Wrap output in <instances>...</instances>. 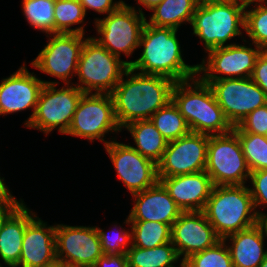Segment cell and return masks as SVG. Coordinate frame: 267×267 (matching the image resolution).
Masks as SVG:
<instances>
[{
    "label": "cell",
    "instance_id": "1",
    "mask_svg": "<svg viewBox=\"0 0 267 267\" xmlns=\"http://www.w3.org/2000/svg\"><path fill=\"white\" fill-rule=\"evenodd\" d=\"M174 84L170 78L134 73V69L128 67L111 93L119 127L123 129L137 120H150L153 114L172 100Z\"/></svg>",
    "mask_w": 267,
    "mask_h": 267
},
{
    "label": "cell",
    "instance_id": "2",
    "mask_svg": "<svg viewBox=\"0 0 267 267\" xmlns=\"http://www.w3.org/2000/svg\"><path fill=\"white\" fill-rule=\"evenodd\" d=\"M177 31L145 23L139 43L143 51L140 58L129 61V67L143 74L164 76L174 82L196 77L197 65L190 66L182 58Z\"/></svg>",
    "mask_w": 267,
    "mask_h": 267
},
{
    "label": "cell",
    "instance_id": "3",
    "mask_svg": "<svg viewBox=\"0 0 267 267\" xmlns=\"http://www.w3.org/2000/svg\"><path fill=\"white\" fill-rule=\"evenodd\" d=\"M172 100L185 118L191 132L211 136L226 134L233 130V126L218 105L211 87L198 76L197 79L194 77L175 82L172 88Z\"/></svg>",
    "mask_w": 267,
    "mask_h": 267
},
{
    "label": "cell",
    "instance_id": "4",
    "mask_svg": "<svg viewBox=\"0 0 267 267\" xmlns=\"http://www.w3.org/2000/svg\"><path fill=\"white\" fill-rule=\"evenodd\" d=\"M203 212L221 239L257 222V210L245 185L213 186Z\"/></svg>",
    "mask_w": 267,
    "mask_h": 267
},
{
    "label": "cell",
    "instance_id": "5",
    "mask_svg": "<svg viewBox=\"0 0 267 267\" xmlns=\"http://www.w3.org/2000/svg\"><path fill=\"white\" fill-rule=\"evenodd\" d=\"M246 4L239 1H200L192 18L193 34L204 42L205 52L225 43L244 30Z\"/></svg>",
    "mask_w": 267,
    "mask_h": 267
},
{
    "label": "cell",
    "instance_id": "6",
    "mask_svg": "<svg viewBox=\"0 0 267 267\" xmlns=\"http://www.w3.org/2000/svg\"><path fill=\"white\" fill-rule=\"evenodd\" d=\"M129 67L101 46L94 37H88L82 46L76 75L80 84L76 86L84 93L111 94L122 75Z\"/></svg>",
    "mask_w": 267,
    "mask_h": 267
},
{
    "label": "cell",
    "instance_id": "7",
    "mask_svg": "<svg viewBox=\"0 0 267 267\" xmlns=\"http://www.w3.org/2000/svg\"><path fill=\"white\" fill-rule=\"evenodd\" d=\"M205 171L214 186L245 185L248 181L251 171L233 130L209 136Z\"/></svg>",
    "mask_w": 267,
    "mask_h": 267
},
{
    "label": "cell",
    "instance_id": "8",
    "mask_svg": "<svg viewBox=\"0 0 267 267\" xmlns=\"http://www.w3.org/2000/svg\"><path fill=\"white\" fill-rule=\"evenodd\" d=\"M43 82L45 85L40 92L34 116L26 127L39 129L46 135L58 128L59 133L66 134L84 92L69 84L56 89L58 82Z\"/></svg>",
    "mask_w": 267,
    "mask_h": 267
},
{
    "label": "cell",
    "instance_id": "9",
    "mask_svg": "<svg viewBox=\"0 0 267 267\" xmlns=\"http://www.w3.org/2000/svg\"><path fill=\"white\" fill-rule=\"evenodd\" d=\"M138 9L139 12L124 2L105 18L95 19V26L101 37L94 40L119 58L121 52L127 56L132 55L140 47V36L147 21L143 11Z\"/></svg>",
    "mask_w": 267,
    "mask_h": 267
},
{
    "label": "cell",
    "instance_id": "10",
    "mask_svg": "<svg viewBox=\"0 0 267 267\" xmlns=\"http://www.w3.org/2000/svg\"><path fill=\"white\" fill-rule=\"evenodd\" d=\"M122 129L117 124L114 114V102L111 94L84 93L78 102L66 135L98 139L105 145V133L118 132Z\"/></svg>",
    "mask_w": 267,
    "mask_h": 267
},
{
    "label": "cell",
    "instance_id": "11",
    "mask_svg": "<svg viewBox=\"0 0 267 267\" xmlns=\"http://www.w3.org/2000/svg\"><path fill=\"white\" fill-rule=\"evenodd\" d=\"M208 85L233 127L249 113L267 104L266 94L250 77L213 80Z\"/></svg>",
    "mask_w": 267,
    "mask_h": 267
},
{
    "label": "cell",
    "instance_id": "12",
    "mask_svg": "<svg viewBox=\"0 0 267 267\" xmlns=\"http://www.w3.org/2000/svg\"><path fill=\"white\" fill-rule=\"evenodd\" d=\"M262 50L258 46L253 49L250 46L236 43L213 48L207 51V62L203 59L202 64H197L198 75L204 72L203 76L199 75V77L206 84L213 80L251 77L256 60Z\"/></svg>",
    "mask_w": 267,
    "mask_h": 267
},
{
    "label": "cell",
    "instance_id": "13",
    "mask_svg": "<svg viewBox=\"0 0 267 267\" xmlns=\"http://www.w3.org/2000/svg\"><path fill=\"white\" fill-rule=\"evenodd\" d=\"M56 258L66 267H92L103 255L94 227L56 225Z\"/></svg>",
    "mask_w": 267,
    "mask_h": 267
},
{
    "label": "cell",
    "instance_id": "14",
    "mask_svg": "<svg viewBox=\"0 0 267 267\" xmlns=\"http://www.w3.org/2000/svg\"><path fill=\"white\" fill-rule=\"evenodd\" d=\"M209 135L190 132L168 142L157 163L158 177H172L205 171Z\"/></svg>",
    "mask_w": 267,
    "mask_h": 267
},
{
    "label": "cell",
    "instance_id": "15",
    "mask_svg": "<svg viewBox=\"0 0 267 267\" xmlns=\"http://www.w3.org/2000/svg\"><path fill=\"white\" fill-rule=\"evenodd\" d=\"M52 39L40 51L31 65L48 75L70 84L69 78L75 76L82 46L85 42L83 34L55 33ZM74 73V74H73Z\"/></svg>",
    "mask_w": 267,
    "mask_h": 267
},
{
    "label": "cell",
    "instance_id": "16",
    "mask_svg": "<svg viewBox=\"0 0 267 267\" xmlns=\"http://www.w3.org/2000/svg\"><path fill=\"white\" fill-rule=\"evenodd\" d=\"M117 175L131 194L142 192L158 181L157 164L131 145L111 141L104 145Z\"/></svg>",
    "mask_w": 267,
    "mask_h": 267
},
{
    "label": "cell",
    "instance_id": "17",
    "mask_svg": "<svg viewBox=\"0 0 267 267\" xmlns=\"http://www.w3.org/2000/svg\"><path fill=\"white\" fill-rule=\"evenodd\" d=\"M220 240L203 211L182 212L172 224L171 242L179 258L183 255V260Z\"/></svg>",
    "mask_w": 267,
    "mask_h": 267
},
{
    "label": "cell",
    "instance_id": "18",
    "mask_svg": "<svg viewBox=\"0 0 267 267\" xmlns=\"http://www.w3.org/2000/svg\"><path fill=\"white\" fill-rule=\"evenodd\" d=\"M44 85L43 80L31 74L23 64L18 71L0 83V115L24 111L32 107L33 112L25 122L27 126L34 116Z\"/></svg>",
    "mask_w": 267,
    "mask_h": 267
},
{
    "label": "cell",
    "instance_id": "19",
    "mask_svg": "<svg viewBox=\"0 0 267 267\" xmlns=\"http://www.w3.org/2000/svg\"><path fill=\"white\" fill-rule=\"evenodd\" d=\"M158 179L182 212L203 211L214 186L206 171Z\"/></svg>",
    "mask_w": 267,
    "mask_h": 267
},
{
    "label": "cell",
    "instance_id": "20",
    "mask_svg": "<svg viewBox=\"0 0 267 267\" xmlns=\"http://www.w3.org/2000/svg\"><path fill=\"white\" fill-rule=\"evenodd\" d=\"M55 232L56 226H47L46 222L34 216L25 229L19 266L42 267L55 262Z\"/></svg>",
    "mask_w": 267,
    "mask_h": 267
},
{
    "label": "cell",
    "instance_id": "21",
    "mask_svg": "<svg viewBox=\"0 0 267 267\" xmlns=\"http://www.w3.org/2000/svg\"><path fill=\"white\" fill-rule=\"evenodd\" d=\"M132 196L135 201L128 216L130 221H158L172 227L182 213L159 181L154 186Z\"/></svg>",
    "mask_w": 267,
    "mask_h": 267
},
{
    "label": "cell",
    "instance_id": "22",
    "mask_svg": "<svg viewBox=\"0 0 267 267\" xmlns=\"http://www.w3.org/2000/svg\"><path fill=\"white\" fill-rule=\"evenodd\" d=\"M35 215L22 203L3 223L0 230V257L9 267H19L25 229Z\"/></svg>",
    "mask_w": 267,
    "mask_h": 267
},
{
    "label": "cell",
    "instance_id": "23",
    "mask_svg": "<svg viewBox=\"0 0 267 267\" xmlns=\"http://www.w3.org/2000/svg\"><path fill=\"white\" fill-rule=\"evenodd\" d=\"M231 240L227 246L233 267H259L267 255L264 250V237L260 228L254 225L248 229L230 234L223 240Z\"/></svg>",
    "mask_w": 267,
    "mask_h": 267
},
{
    "label": "cell",
    "instance_id": "24",
    "mask_svg": "<svg viewBox=\"0 0 267 267\" xmlns=\"http://www.w3.org/2000/svg\"><path fill=\"white\" fill-rule=\"evenodd\" d=\"M125 129L131 133L136 144V147L131 146L132 148L156 164L161 160L168 141L150 120L133 121L127 124Z\"/></svg>",
    "mask_w": 267,
    "mask_h": 267
},
{
    "label": "cell",
    "instance_id": "25",
    "mask_svg": "<svg viewBox=\"0 0 267 267\" xmlns=\"http://www.w3.org/2000/svg\"><path fill=\"white\" fill-rule=\"evenodd\" d=\"M200 0H163L152 11L147 24L178 30L183 22L191 24Z\"/></svg>",
    "mask_w": 267,
    "mask_h": 267
},
{
    "label": "cell",
    "instance_id": "26",
    "mask_svg": "<svg viewBox=\"0 0 267 267\" xmlns=\"http://www.w3.org/2000/svg\"><path fill=\"white\" fill-rule=\"evenodd\" d=\"M127 258L128 267H169L180 259L172 242L154 248L131 245L127 251Z\"/></svg>",
    "mask_w": 267,
    "mask_h": 267
},
{
    "label": "cell",
    "instance_id": "27",
    "mask_svg": "<svg viewBox=\"0 0 267 267\" xmlns=\"http://www.w3.org/2000/svg\"><path fill=\"white\" fill-rule=\"evenodd\" d=\"M124 223L131 224L132 246L139 248H154L171 242V229L168 224L154 221H130L129 217Z\"/></svg>",
    "mask_w": 267,
    "mask_h": 267
},
{
    "label": "cell",
    "instance_id": "28",
    "mask_svg": "<svg viewBox=\"0 0 267 267\" xmlns=\"http://www.w3.org/2000/svg\"><path fill=\"white\" fill-rule=\"evenodd\" d=\"M150 121L168 142L191 132L185 118L181 115L173 100L153 114Z\"/></svg>",
    "mask_w": 267,
    "mask_h": 267
},
{
    "label": "cell",
    "instance_id": "29",
    "mask_svg": "<svg viewBox=\"0 0 267 267\" xmlns=\"http://www.w3.org/2000/svg\"><path fill=\"white\" fill-rule=\"evenodd\" d=\"M85 16L86 12L79 0H55V33H77L84 35L83 26L75 29L70 27L74 24L83 23Z\"/></svg>",
    "mask_w": 267,
    "mask_h": 267
},
{
    "label": "cell",
    "instance_id": "30",
    "mask_svg": "<svg viewBox=\"0 0 267 267\" xmlns=\"http://www.w3.org/2000/svg\"><path fill=\"white\" fill-rule=\"evenodd\" d=\"M55 0H23L22 10L28 23L46 34H55Z\"/></svg>",
    "mask_w": 267,
    "mask_h": 267
},
{
    "label": "cell",
    "instance_id": "31",
    "mask_svg": "<svg viewBox=\"0 0 267 267\" xmlns=\"http://www.w3.org/2000/svg\"><path fill=\"white\" fill-rule=\"evenodd\" d=\"M251 4L245 7L244 30L255 46L267 50V1H256L258 5L247 10Z\"/></svg>",
    "mask_w": 267,
    "mask_h": 267
},
{
    "label": "cell",
    "instance_id": "32",
    "mask_svg": "<svg viewBox=\"0 0 267 267\" xmlns=\"http://www.w3.org/2000/svg\"><path fill=\"white\" fill-rule=\"evenodd\" d=\"M250 171L267 169V136L236 133Z\"/></svg>",
    "mask_w": 267,
    "mask_h": 267
},
{
    "label": "cell",
    "instance_id": "33",
    "mask_svg": "<svg viewBox=\"0 0 267 267\" xmlns=\"http://www.w3.org/2000/svg\"><path fill=\"white\" fill-rule=\"evenodd\" d=\"M188 267H233L230 252L223 239L214 246L190 255Z\"/></svg>",
    "mask_w": 267,
    "mask_h": 267
},
{
    "label": "cell",
    "instance_id": "34",
    "mask_svg": "<svg viewBox=\"0 0 267 267\" xmlns=\"http://www.w3.org/2000/svg\"><path fill=\"white\" fill-rule=\"evenodd\" d=\"M100 243L101 249L104 255H112V254H123L127 255V251L130 249L128 246L132 245V233L126 230H120L115 234V236L107 235L103 229L96 227Z\"/></svg>",
    "mask_w": 267,
    "mask_h": 267
},
{
    "label": "cell",
    "instance_id": "35",
    "mask_svg": "<svg viewBox=\"0 0 267 267\" xmlns=\"http://www.w3.org/2000/svg\"><path fill=\"white\" fill-rule=\"evenodd\" d=\"M235 133H252L267 136V104L249 113L237 126Z\"/></svg>",
    "mask_w": 267,
    "mask_h": 267
},
{
    "label": "cell",
    "instance_id": "36",
    "mask_svg": "<svg viewBox=\"0 0 267 267\" xmlns=\"http://www.w3.org/2000/svg\"><path fill=\"white\" fill-rule=\"evenodd\" d=\"M249 179L253 184L249 189L256 210L262 204L267 205V169L252 171Z\"/></svg>",
    "mask_w": 267,
    "mask_h": 267
},
{
    "label": "cell",
    "instance_id": "37",
    "mask_svg": "<svg viewBox=\"0 0 267 267\" xmlns=\"http://www.w3.org/2000/svg\"><path fill=\"white\" fill-rule=\"evenodd\" d=\"M267 96V50H262L250 77Z\"/></svg>",
    "mask_w": 267,
    "mask_h": 267
},
{
    "label": "cell",
    "instance_id": "38",
    "mask_svg": "<svg viewBox=\"0 0 267 267\" xmlns=\"http://www.w3.org/2000/svg\"><path fill=\"white\" fill-rule=\"evenodd\" d=\"M79 2L84 7L85 12L87 9H93L97 13L109 14L117 10L124 1L114 2L113 0H79Z\"/></svg>",
    "mask_w": 267,
    "mask_h": 267
},
{
    "label": "cell",
    "instance_id": "39",
    "mask_svg": "<svg viewBox=\"0 0 267 267\" xmlns=\"http://www.w3.org/2000/svg\"><path fill=\"white\" fill-rule=\"evenodd\" d=\"M92 267H128L127 255H102Z\"/></svg>",
    "mask_w": 267,
    "mask_h": 267
},
{
    "label": "cell",
    "instance_id": "40",
    "mask_svg": "<svg viewBox=\"0 0 267 267\" xmlns=\"http://www.w3.org/2000/svg\"><path fill=\"white\" fill-rule=\"evenodd\" d=\"M23 202H2L0 201V230L5 220L22 204Z\"/></svg>",
    "mask_w": 267,
    "mask_h": 267
},
{
    "label": "cell",
    "instance_id": "41",
    "mask_svg": "<svg viewBox=\"0 0 267 267\" xmlns=\"http://www.w3.org/2000/svg\"><path fill=\"white\" fill-rule=\"evenodd\" d=\"M4 178L0 177V201L2 202H23L22 199L20 201L16 200L14 196L11 195L9 188L5 186L3 182Z\"/></svg>",
    "mask_w": 267,
    "mask_h": 267
},
{
    "label": "cell",
    "instance_id": "42",
    "mask_svg": "<svg viewBox=\"0 0 267 267\" xmlns=\"http://www.w3.org/2000/svg\"><path fill=\"white\" fill-rule=\"evenodd\" d=\"M256 225L260 228L263 237L267 236V214L257 211Z\"/></svg>",
    "mask_w": 267,
    "mask_h": 267
},
{
    "label": "cell",
    "instance_id": "43",
    "mask_svg": "<svg viewBox=\"0 0 267 267\" xmlns=\"http://www.w3.org/2000/svg\"><path fill=\"white\" fill-rule=\"evenodd\" d=\"M138 4L143 5L148 10H152L155 6L161 3L163 0H136Z\"/></svg>",
    "mask_w": 267,
    "mask_h": 267
},
{
    "label": "cell",
    "instance_id": "44",
    "mask_svg": "<svg viewBox=\"0 0 267 267\" xmlns=\"http://www.w3.org/2000/svg\"><path fill=\"white\" fill-rule=\"evenodd\" d=\"M42 267H66L63 263H61L60 261L56 260L55 262L46 265V266H42Z\"/></svg>",
    "mask_w": 267,
    "mask_h": 267
},
{
    "label": "cell",
    "instance_id": "45",
    "mask_svg": "<svg viewBox=\"0 0 267 267\" xmlns=\"http://www.w3.org/2000/svg\"><path fill=\"white\" fill-rule=\"evenodd\" d=\"M203 2H225V1H239V0H200Z\"/></svg>",
    "mask_w": 267,
    "mask_h": 267
},
{
    "label": "cell",
    "instance_id": "46",
    "mask_svg": "<svg viewBox=\"0 0 267 267\" xmlns=\"http://www.w3.org/2000/svg\"><path fill=\"white\" fill-rule=\"evenodd\" d=\"M169 267H175L174 265ZM180 267H188L186 260L181 259Z\"/></svg>",
    "mask_w": 267,
    "mask_h": 267
},
{
    "label": "cell",
    "instance_id": "47",
    "mask_svg": "<svg viewBox=\"0 0 267 267\" xmlns=\"http://www.w3.org/2000/svg\"><path fill=\"white\" fill-rule=\"evenodd\" d=\"M243 3L247 4V3H254L256 1H267V0H241Z\"/></svg>",
    "mask_w": 267,
    "mask_h": 267
},
{
    "label": "cell",
    "instance_id": "48",
    "mask_svg": "<svg viewBox=\"0 0 267 267\" xmlns=\"http://www.w3.org/2000/svg\"><path fill=\"white\" fill-rule=\"evenodd\" d=\"M259 267H267V255H266V257L264 258L263 262L260 264Z\"/></svg>",
    "mask_w": 267,
    "mask_h": 267
}]
</instances>
